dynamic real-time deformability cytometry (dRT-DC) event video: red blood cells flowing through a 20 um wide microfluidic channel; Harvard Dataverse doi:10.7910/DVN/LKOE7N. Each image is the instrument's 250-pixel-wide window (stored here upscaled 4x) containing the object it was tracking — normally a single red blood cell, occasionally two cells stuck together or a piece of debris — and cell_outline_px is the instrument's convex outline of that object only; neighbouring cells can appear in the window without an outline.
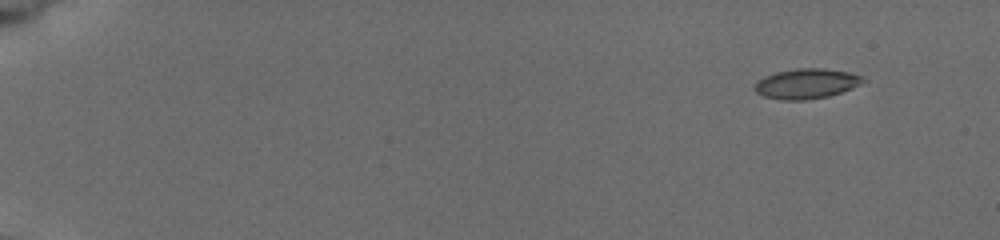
{"species": "common noctule bat (a hibernating species)", "species_latin": "Nyctalus noctula", "temperature_condition": "cold", "stored_images_in_passage": 20, "camera_frame_rate_fps": 3000, "um_per_image_px": 0.085, "animal": {"sex": "female", "body_mass_g": 19.5, "forearm_length_mm": 54.1}, "frame": {"image": 1, "passage_image": 1, "time_ms": 0.0, "image_size_px": [1000, 240], "cell_outline_px": [[864, 80], [860, 84], [852, 88], [828, 96], [804, 100], [780, 100], [764, 96], [756, 92], [756, 80], [764, 76], [776, 72], [796, 68], [824, 68], [848, 72], [860, 76]], "centroid_in_image_um": [68.51, 7.1], "position_along_channel_um": 16.5, "area_um2": 18.79}}
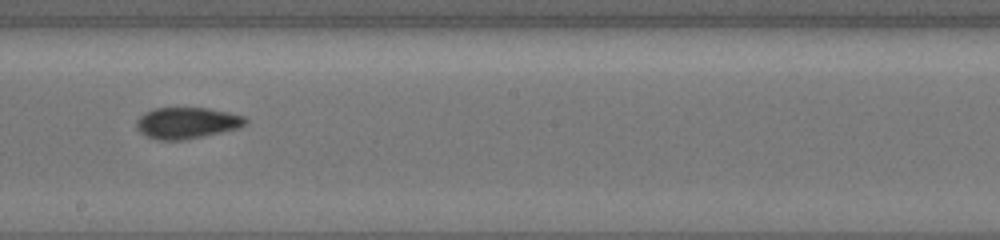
{"frame": {"image": 2, "passage_image": 12, "time_ms": 9.667, "image_size_px": [1000, 240], "cell_outline_px": [[248, 124], [240, 128], [180, 140], [160, 140], [148, 136], [140, 132], [136, 128], [136, 120], [144, 112], [152, 108], [208, 108], [228, 112], [244, 116], [248, 120]], "centroid_in_image_um": [15.89, 10.43], "position_along_channel_um": 232.3, "area_um2": 19.83}}
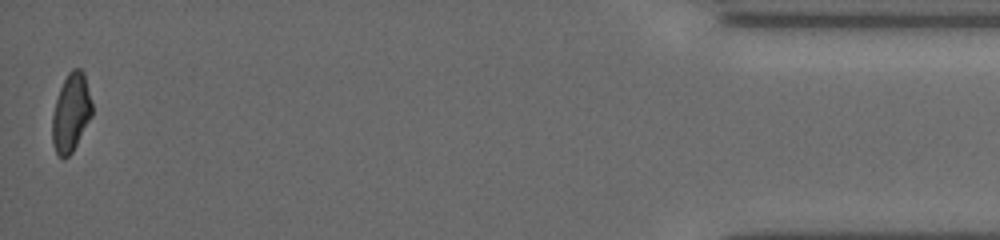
{"frame": {"image": 3, "passage_image": 20, "time_ms": 16.667, "image_size_px": [1000, 240], "cell_outline_px": [[92, 116], [72, 152], [68, 156], [60, 156], [56, 152], [52, 144], [52, 116], [56, 100], [60, 88], [68, 72], [72, 68], [80, 68], [84, 72], [92, 104]], "centroid_in_image_um": [6.04, 9.55], "position_along_channel_um": 429.2, "area_um2": 18.03}, "authors_computed_cell_mechanics": {"area_um2": 19.0451, "velocity_mm_per_s": 3.8666, "shape_relaxation_time_tau1_ms": 3.1192, "shape_relaxation_time_tau2_ms": 2.1185, "deformation_change_tau1": 0.0797, "deformation_change_tau2": 0.0549}}